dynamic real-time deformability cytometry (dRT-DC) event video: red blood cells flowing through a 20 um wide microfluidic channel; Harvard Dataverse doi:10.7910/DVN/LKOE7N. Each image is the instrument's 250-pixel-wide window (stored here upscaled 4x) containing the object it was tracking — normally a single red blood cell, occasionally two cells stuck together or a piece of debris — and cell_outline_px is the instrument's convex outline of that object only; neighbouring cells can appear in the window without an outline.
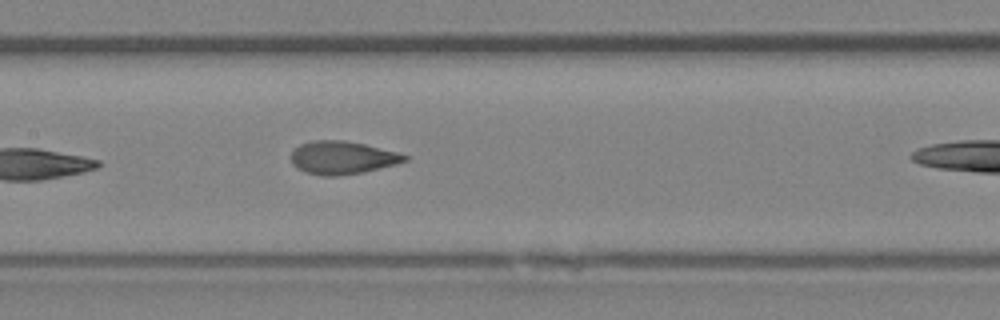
{"species": "Egyptian fruit bat (a non-hibernating species)", "species_latin": "Rousettus aegyptiacus", "temperature_condition": "room temperature", "stored_images_in_passage": 6, "camera_frame_rate_fps": 3000, "um_per_image_px": 0.085, "animal": {"sex": "female"}, "frame": {"image": 1, "passage_image": 5, "time_ms": 1.333, "image_size_px": [1000, 320], "cell_outline_px": [[408, 160], [396, 164], [364, 172], [336, 176], [324, 176], [304, 172], [296, 168], [292, 164], [292, 152], [300, 144], [312, 140], [344, 140], [364, 144], [400, 152], [408, 156]], "centroid_in_image_um": [29.11, 13.4], "position_along_channel_um": 178.3, "area_um2": 21.96}}